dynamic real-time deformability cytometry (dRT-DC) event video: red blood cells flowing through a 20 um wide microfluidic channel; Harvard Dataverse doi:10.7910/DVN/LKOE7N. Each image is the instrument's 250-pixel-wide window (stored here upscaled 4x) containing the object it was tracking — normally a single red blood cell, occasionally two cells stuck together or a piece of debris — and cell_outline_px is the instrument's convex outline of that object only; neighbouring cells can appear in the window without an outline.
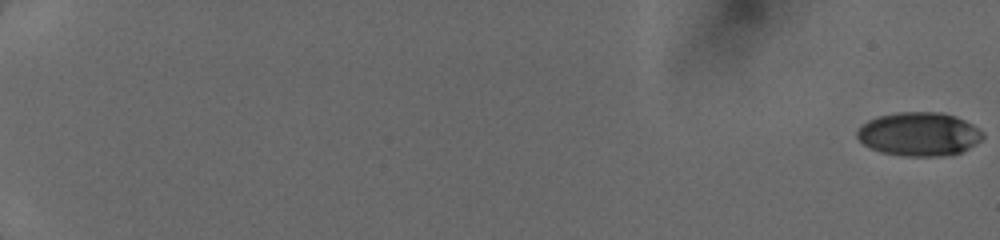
{"species": "human", "species_latin": "Homo sapiens", "temperature_condition": "cold", "stored_images_in_passage": 70, "camera_frame_rate_fps": 3000, "um_per_image_px": 0.085, "donor": {"sex": "female"}, "frame": {"image": 1, "passage_image": 1, "time_ms": 0.0, "image_size_px": [1000, 240], "cell_outline_px": [[984, 136], [976, 144], [960, 152], [944, 156], [904, 156], [880, 152], [864, 144], [856, 136], [856, 132], [868, 120], [876, 116], [896, 112], [940, 112], [956, 116], [972, 124], [984, 132]], "centroid_in_image_um": [78.13, 11.39], "position_along_channel_um": 6.9, "area_um2": 32.02}}
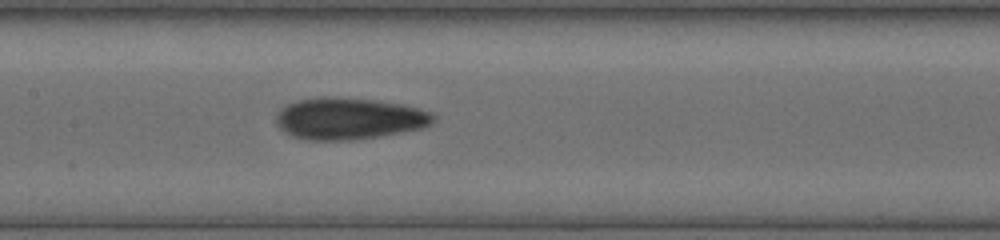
{"frame": {"image": 2, "passage_image": 44, "time_ms": 9.667, "image_size_px": [1000, 240], "cell_outline_px": [[436, 120], [432, 124], [424, 128], [404, 132], [352, 140], [308, 140], [292, 136], [284, 132], [276, 124], [276, 116], [280, 108], [288, 104], [300, 100], [320, 96], [332, 96], [372, 100], [400, 104], [420, 108], [432, 112], [436, 116]], "centroid_in_image_um": [29.69, 10.08], "position_along_channel_um": 177.7, "area_um2": 38.49}}
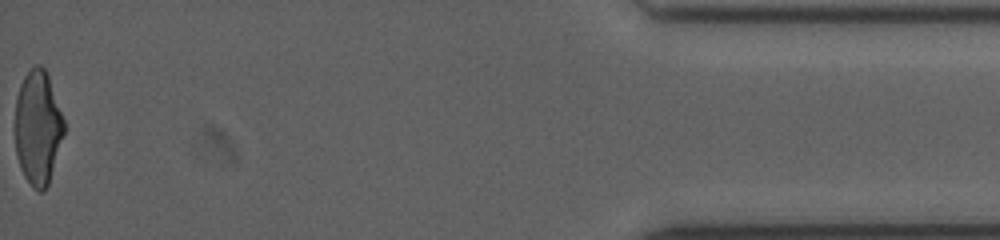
{"frame": {"image": 3, "passage_image": 70, "time_ms": 17.333, "image_size_px": [1000, 240], "cell_outline_px": [[64, 132], [48, 184], [44, 192], [40, 192], [32, 188], [24, 176], [20, 168], [16, 156], [16, 96], [20, 84], [24, 76], [36, 64], [40, 64], [44, 68], [48, 76], [64, 120]], "centroid_in_image_um": [3.21, 10.87], "position_along_channel_um": 432.0, "area_um2": 32.25}}